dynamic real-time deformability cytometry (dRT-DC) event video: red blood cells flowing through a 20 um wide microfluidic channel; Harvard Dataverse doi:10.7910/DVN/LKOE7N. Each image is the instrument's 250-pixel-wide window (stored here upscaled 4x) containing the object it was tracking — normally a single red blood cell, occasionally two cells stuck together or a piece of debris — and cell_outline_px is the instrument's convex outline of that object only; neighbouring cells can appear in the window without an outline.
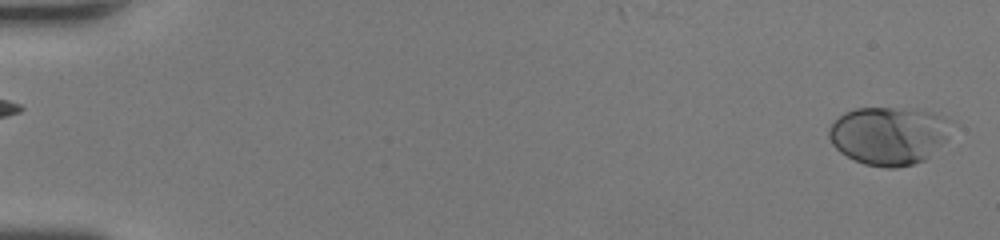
{"species": "human", "species_latin": "Homo sapiens", "temperature_condition": "room temperature", "stored_images_in_passage": 49, "camera_frame_rate_fps": 3000, "um_per_image_px": 0.085, "donor": {"sex": "female"}, "frame": {"image": 1, "passage_image": 1, "time_ms": 0.0, "image_size_px": [1000, 240], "cell_outline_px": [[944, 140], [924, 160], [912, 164], [896, 168], [884, 168], [864, 164], [840, 152], [832, 144], [828, 136], [828, 128], [844, 112], [856, 108], [916, 108], [932, 112], [944, 116]], "centroid_in_image_um": [75.44, 11.52], "position_along_channel_um": 9.6, "area_um2": 40.63}}
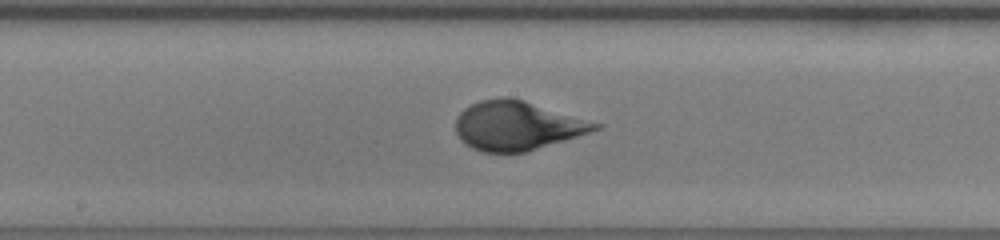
{"frame": {"image": 2, "passage_image": 27, "time_ms": 8.667, "image_size_px": [1000, 240], "cell_outline_px": [[604, 124], [600, 128], [564, 140], [524, 152], [484, 152], [472, 148], [460, 140], [456, 132], [456, 116], [464, 108], [480, 100], [504, 96], [508, 96], [524, 100]], "centroid_in_image_um": [43.93, 10.66], "position_along_channel_um": 204.3, "area_um2": 39.71}}
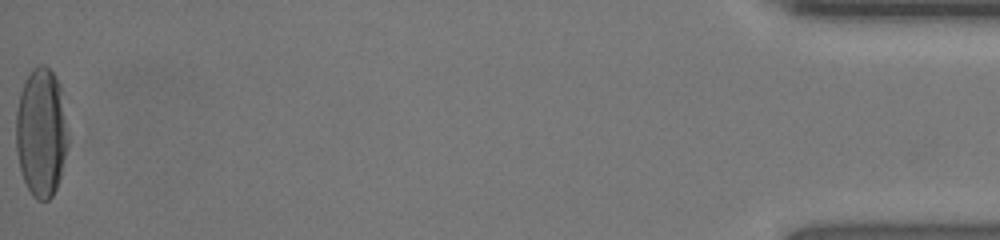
{"frame": {"image": 3, "passage_image": 49, "time_ms": 16.0, "image_size_px": [1000, 240], "cell_outline_px": [[68, 148], [60, 176], [56, 188], [52, 196], [48, 200], [36, 200], [32, 196], [24, 180], [20, 168], [16, 152], [16, 108], [20, 92], [24, 80], [32, 68], [40, 64], [44, 64], [56, 76], [60, 84], [68, 132]], "centroid_in_image_um": [3.5, 11.23], "position_along_channel_um": 431.7, "area_um2": 39.54}}